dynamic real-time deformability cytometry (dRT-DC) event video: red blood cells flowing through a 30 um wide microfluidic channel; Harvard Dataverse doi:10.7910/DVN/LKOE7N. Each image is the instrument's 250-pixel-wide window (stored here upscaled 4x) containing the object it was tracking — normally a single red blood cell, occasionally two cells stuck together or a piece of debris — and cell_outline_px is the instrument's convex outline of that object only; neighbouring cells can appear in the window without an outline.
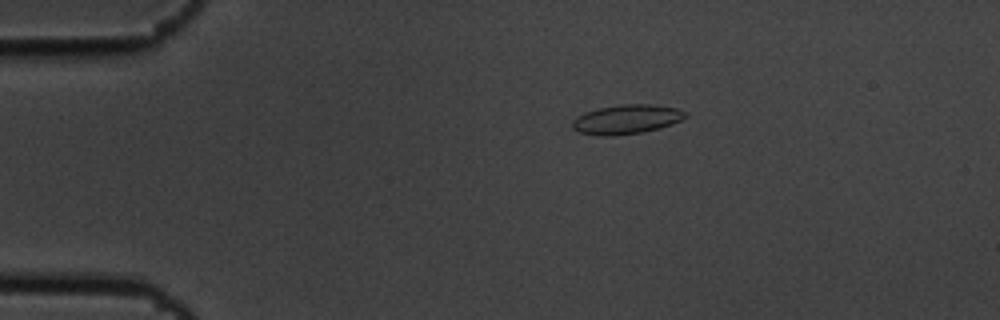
{"species": "common noctule bat (a hibernating species)", "species_latin": "Nyctalus noctula", "temperature_condition": "cold", "stored_images_in_passage": 48, "camera_frame_rate_fps": 3000, "um_per_image_px": 0.085, "animal": {"sex": "male", "body_mass_g": 19.5, "forearm_length_mm": 54.6}, "frame": {"image": 1, "passage_image": 4, "time_ms": 1.0, "image_size_px": [1000, 320], "cell_outline_px": [[688, 116], [672, 124], [660, 128], [644, 132], [616, 136], [604, 136], [580, 132], [572, 128], [572, 120], [576, 116], [584, 112], [600, 108], [624, 104], [648, 104], [676, 108], [688, 112]], "centroid_in_image_um": [53.26, 10.15], "position_along_channel_um": 31.7, "area_um2": 19.36}}
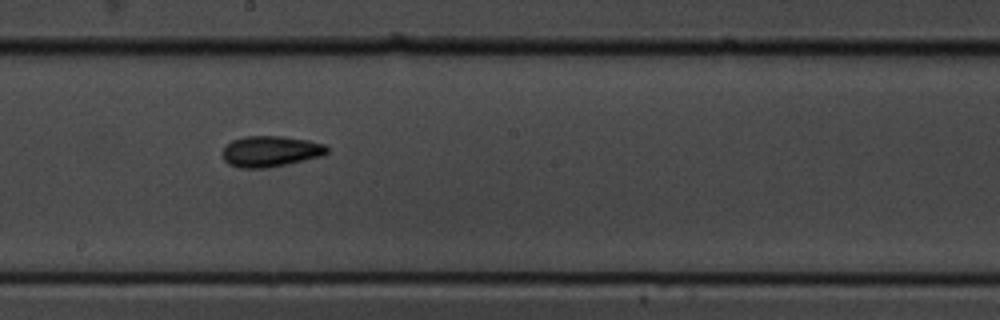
{"frame": {"image": 2, "passage_image": 24, "time_ms": 7.667, "image_size_px": [1000, 320], "cell_outline_px": [[328, 152], [324, 156], [264, 168], [240, 168], [228, 164], [224, 160], [220, 152], [232, 140], [244, 136], [284, 136], [308, 140], [324, 144], [328, 148]], "centroid_in_image_um": [22.98, 12.86], "position_along_channel_um": 225.2, "area_um2": 18.9}}
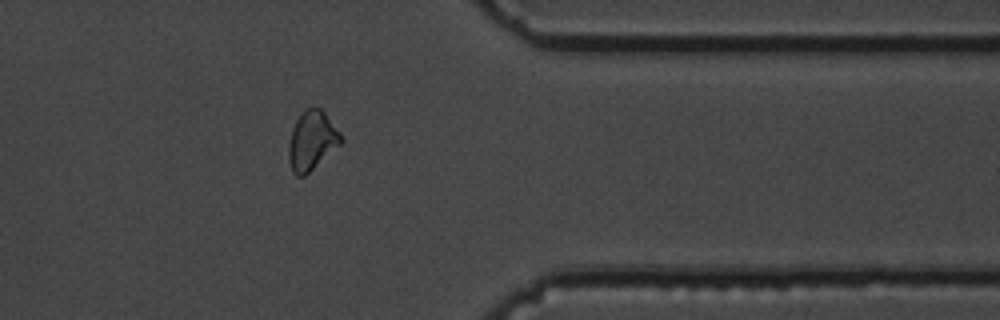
{"frame": {"image": 3, "passage_image": 38, "time_ms": 12.333, "image_size_px": [1000, 320], "cell_outline_px": [[344, 140], [340, 144], [304, 176], [296, 176], [292, 172], [288, 160], [288, 144], [292, 128], [296, 120], [308, 108], [320, 108], [324, 112], [340, 132]], "centroid_in_image_um": [26.49, 11.97], "position_along_channel_um": 384.9, "area_um2": 17.74}, "authors_computed_cell_mechanics": {"area_um2": 18.0336, "velocity_mm_per_s": 3.6648, "shape_relaxation_time_tau1_ms": 3.8264, "shape_relaxation_time_tau2_ms": 4.2767, "deformation_change_tau1": 0.1107, "deformation_change_tau2": 0.109}}